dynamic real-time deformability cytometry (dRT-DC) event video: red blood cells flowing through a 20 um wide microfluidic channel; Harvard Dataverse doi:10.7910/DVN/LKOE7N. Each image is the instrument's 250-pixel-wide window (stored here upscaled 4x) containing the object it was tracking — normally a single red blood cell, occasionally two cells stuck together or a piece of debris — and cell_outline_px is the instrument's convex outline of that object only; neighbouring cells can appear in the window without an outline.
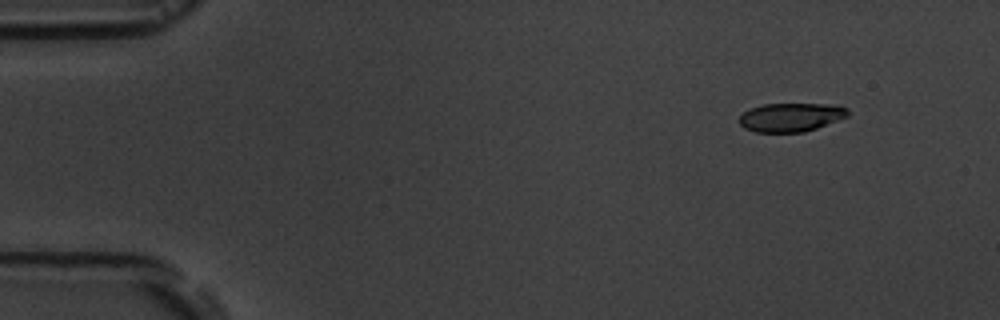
{"species": "common noctule bat (a hibernating species)", "species_latin": "Nyctalus noctula", "temperature_condition": "room temperature", "stored_images_in_passage": 5, "segment_of_instrument_passage": [1, 2], "camera_frame_rate_fps": 3000, "um_per_image_px": 0.085, "animal": {"sex": "male", "body_mass_g": 19.5, "forearm_length_mm": 54.6}, "frame": {"image": 1, "passage_image": 1, "time_ms": 0.0, "image_size_px": [1000, 320], "cell_outline_px": [[848, 116], [816, 128], [804, 132], [756, 132], [744, 128], [736, 120], [744, 112], [752, 108], [764, 104], [840, 104], [848, 108]], "centroid_in_image_um": [67.23, 9.96], "position_along_channel_um": 17.8, "area_um2": 18.21}}